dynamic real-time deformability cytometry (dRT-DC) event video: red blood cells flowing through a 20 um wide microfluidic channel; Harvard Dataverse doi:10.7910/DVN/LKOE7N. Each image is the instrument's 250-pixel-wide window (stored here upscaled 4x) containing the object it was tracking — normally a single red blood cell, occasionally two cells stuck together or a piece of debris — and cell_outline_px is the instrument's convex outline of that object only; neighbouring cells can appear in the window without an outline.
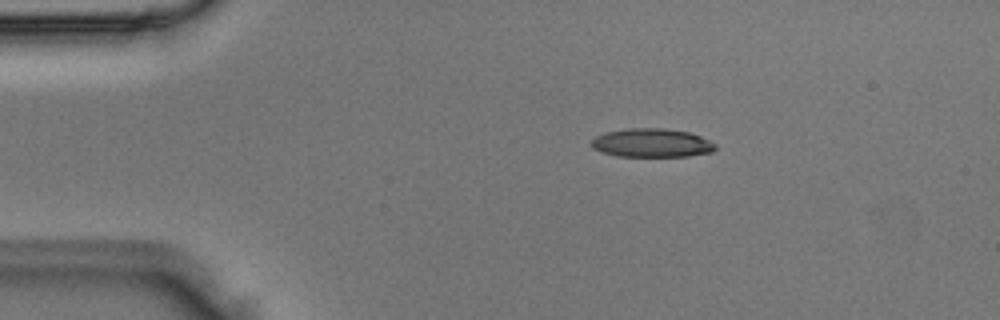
{"species": "Egyptian fruit bat (a non-hibernating species)", "species_latin": "Rousettus aegyptiacus", "temperature_condition": "room temperature", "stored_images_in_passage": 49, "camera_frame_rate_fps": 3000, "um_per_image_px": 0.085, "animal": {"sex": "male"}, "frame": {"image": 1, "passage_image": 8, "time_ms": 2.333, "image_size_px": [1000, 320], "cell_outline_px": [[716, 148], [712, 152], [688, 156], [616, 156], [592, 148], [592, 140], [596, 136], [604, 132], [628, 128], [664, 128], [688, 132], [700, 136], [716, 144]], "centroid_in_image_um": [55.4, 12.14], "position_along_channel_um": 29.6, "area_um2": 20.63}}
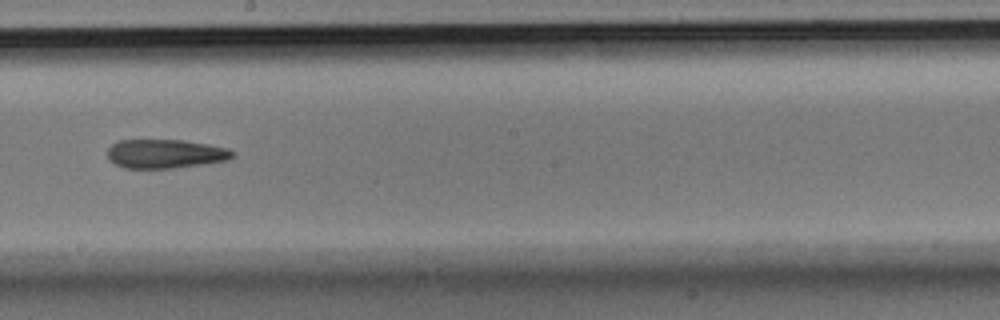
{"frame": {"image": 2, "passage_image": 27, "time_ms": 8.667, "image_size_px": [1000, 320], "cell_outline_px": [[236, 156], [228, 160], [172, 168], [124, 168], [116, 164], [108, 156], [108, 148], [112, 144], [120, 140], [184, 140], [208, 144], [228, 148], [236, 152]], "centroid_in_image_um": [14.1, 13.06], "position_along_channel_um": 234.1, "area_um2": 21.04}}
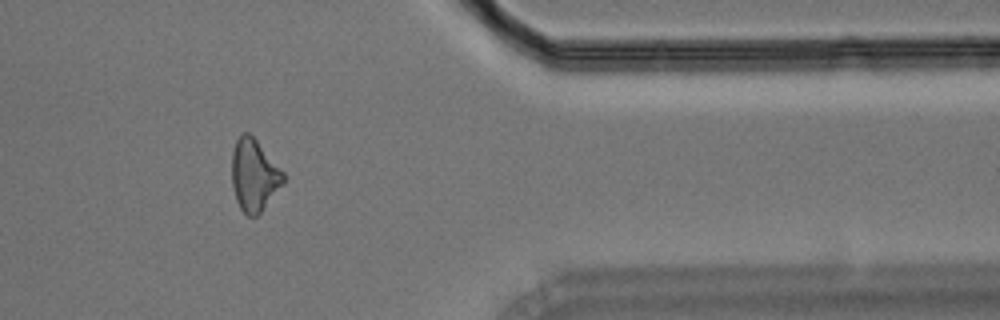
{"frame": {"image": 3, "passage_image": 40, "time_ms": 13.0, "image_size_px": [1000, 320], "cell_outline_px": [[284, 184], [260, 212], [256, 216], [248, 216], [240, 208], [236, 200], [232, 184], [232, 152], [236, 140], [244, 132], [248, 132], [256, 140], [284, 172]], "centroid_in_image_um": [21.6, 14.9], "position_along_channel_um": 389.8, "area_um2": 21.39}}